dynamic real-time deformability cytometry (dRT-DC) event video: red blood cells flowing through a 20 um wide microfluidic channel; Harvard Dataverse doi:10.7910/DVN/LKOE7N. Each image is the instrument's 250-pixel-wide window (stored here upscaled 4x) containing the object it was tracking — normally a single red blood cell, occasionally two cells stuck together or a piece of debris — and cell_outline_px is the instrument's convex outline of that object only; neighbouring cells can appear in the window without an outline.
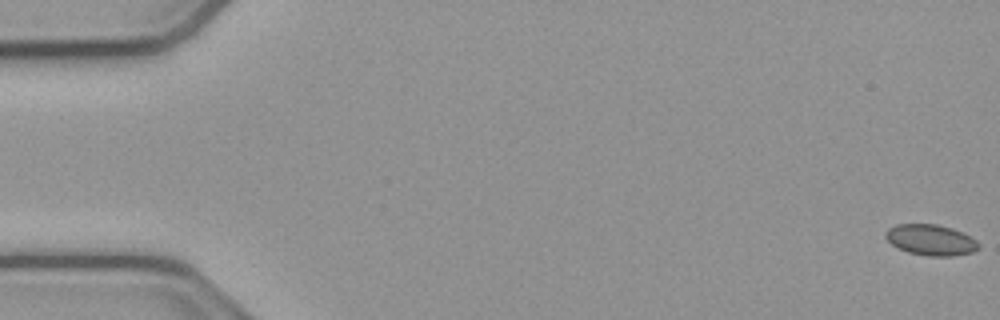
{"species": "common noctule bat (a hibernating species)", "species_latin": "Nyctalus noctula", "temperature_condition": "cold", "stored_images_in_passage": 55, "camera_frame_rate_fps": 3000, "um_per_image_px": 0.085, "animal": {"sex": "male", "body_mass_g": 23.1, "forearm_length_mm": 52.7}, "frame": {"image": 1, "passage_image": 1, "time_ms": 0.0, "image_size_px": [1000, 320], "cell_outline_px": [[980, 248], [972, 252], [952, 256], [928, 256], [908, 252], [892, 244], [884, 236], [884, 232], [888, 228], [896, 224], [936, 224], [952, 228], [964, 232], [976, 240], [980, 244]], "centroid_in_image_um": [79.13, 20.38], "position_along_channel_um": 5.9, "area_um2": 16.82}}
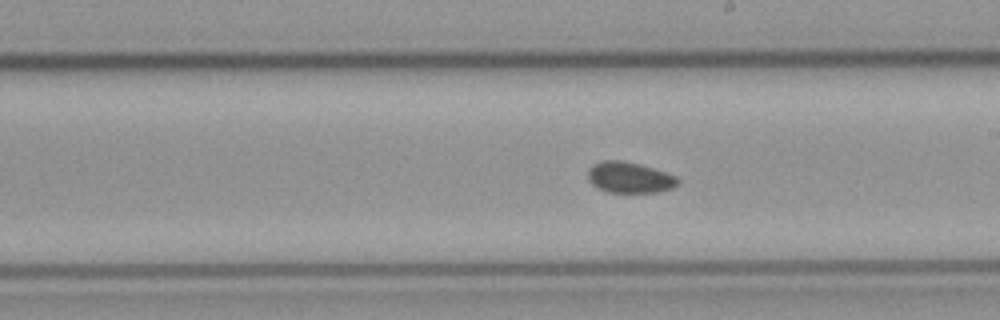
{"frame": {"image": 2, "passage_image": 31, "time_ms": 10.0, "image_size_px": [1000, 320], "cell_outline_px": [[680, 184], [672, 188], [660, 192], [608, 192], [592, 184], [588, 180], [588, 172], [592, 164], [604, 160], [624, 160], [640, 164], [676, 176], [680, 180]], "centroid_in_image_um": [53.53, 15.08], "position_along_channel_um": 235.5, "area_um2": 16.24}}
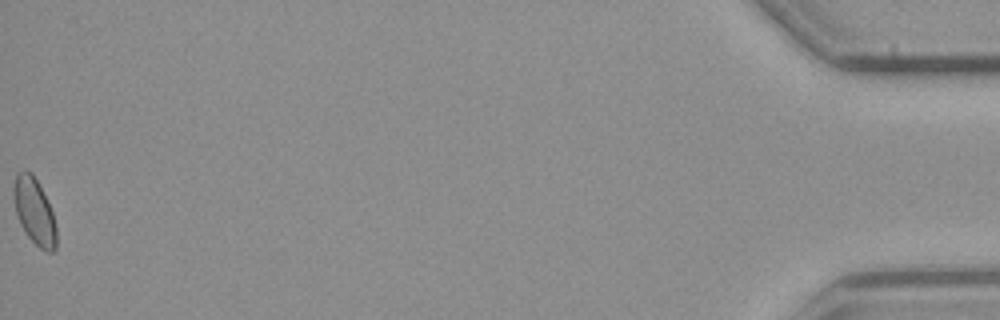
{"frame": {"image": 3, "passage_image": 55, "time_ms": 18.0, "image_size_px": [1000, 320], "cell_outline_px": [[56, 248], [52, 252], [44, 252], [28, 236], [20, 224], [16, 212], [12, 192], [12, 188], [16, 172], [24, 168], [32, 172], [52, 212], [56, 228]], "centroid_in_image_um": [2.89, 17.93], "position_along_channel_um": 432.3, "area_um2": 16.47}, "authors_computed_cell_mechanics": {"area_um2": 16.4152, "velocity_mm_per_s": 3.8125, "shape_relaxation_time_tau1_ms": null, "shape_relaxation_time_tau2_ms": 10.7041, "deformation_change_tau1": null, "deformation_change_tau2": 0.1058}}